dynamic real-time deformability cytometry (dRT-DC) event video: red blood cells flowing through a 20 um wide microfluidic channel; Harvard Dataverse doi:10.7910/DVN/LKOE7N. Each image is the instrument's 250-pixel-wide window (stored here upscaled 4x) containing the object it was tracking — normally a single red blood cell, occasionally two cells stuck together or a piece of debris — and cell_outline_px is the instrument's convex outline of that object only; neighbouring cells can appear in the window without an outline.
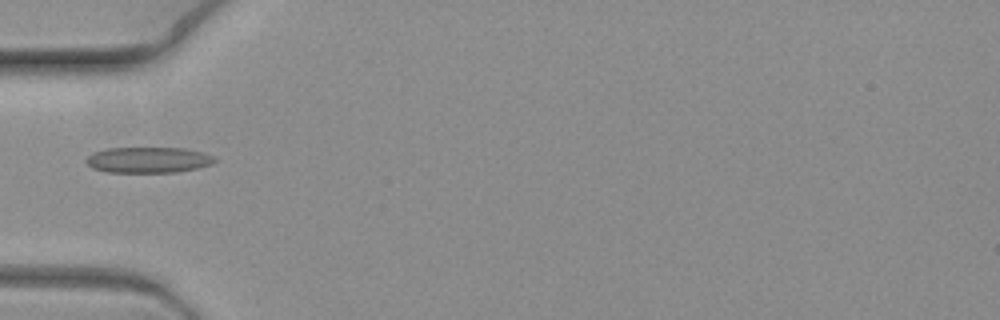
{"species": "common noctule bat (a hibernating species)", "species_latin": "Nyctalus noctula", "temperature_condition": "warm", "stored_images_in_passage": 3, "camera_frame_rate_fps": 3000, "um_per_image_px": 0.085, "animal": {"sex": "female", "body_mass_g": 19.3, "forearm_length_mm": 54.1}, "frame": {"image": 1, "passage_image": 1, "time_ms": 0.0, "image_size_px": [1000, 320], "cell_outline_px": [[216, 160], [212, 164], [196, 168], [176, 172], [108, 172], [92, 168], [84, 160], [92, 152], [108, 148], [184, 148], [204, 152], [212, 156]], "centroid_in_image_um": [12.58, 13.59], "position_along_channel_um": 72.4, "area_um2": 19.31}}
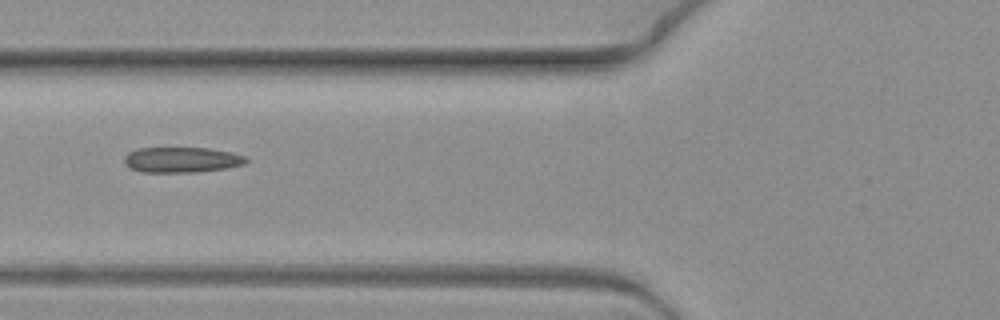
{"frame": {"image": 2, "passage_image": 2, "time_ms": 0.333, "image_size_px": [1000, 320], "cell_outline_px": [[248, 160], [244, 164], [224, 168], [196, 172], [144, 172], [132, 168], [124, 164], [124, 156], [128, 152], [136, 148], [208, 148], [228, 152], [244, 156]], "centroid_in_image_um": [15.39, 13.58], "position_along_channel_um": 110.4, "area_um2": 17.86}}